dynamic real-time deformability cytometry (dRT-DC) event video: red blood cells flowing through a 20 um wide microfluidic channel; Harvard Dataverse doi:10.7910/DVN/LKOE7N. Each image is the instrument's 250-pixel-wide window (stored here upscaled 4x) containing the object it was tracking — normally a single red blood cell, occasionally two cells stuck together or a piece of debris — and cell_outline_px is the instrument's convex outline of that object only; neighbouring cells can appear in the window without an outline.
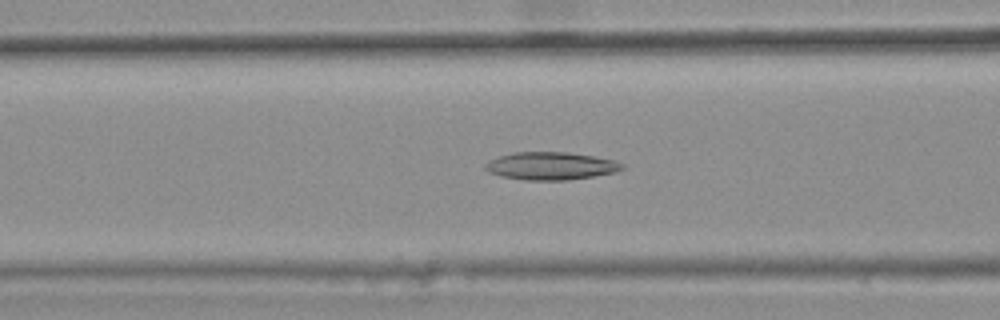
{"species": "common noctule bat (a hibernating species)", "species_latin": "Nyctalus noctula", "temperature_condition": "warm", "stored_images_in_passage": 40, "camera_frame_rate_fps": 3000, "um_per_image_px": 0.085, "animal": {"sex": "female", "body_mass_g": 25.1}, "frame": {"image": 1, "passage_image": 19, "time_ms": 6.0, "image_size_px": [1000, 320], "cell_outline_px": [[624, 168], [616, 172], [568, 180], [524, 180], [500, 176], [488, 172], [484, 168], [484, 164], [488, 160], [496, 156], [512, 152], [568, 152], [592, 156], [612, 160], [624, 164]], "centroid_in_image_um": [46.75, 14.1], "position_along_channel_um": 119.9, "area_um2": 22.25}}
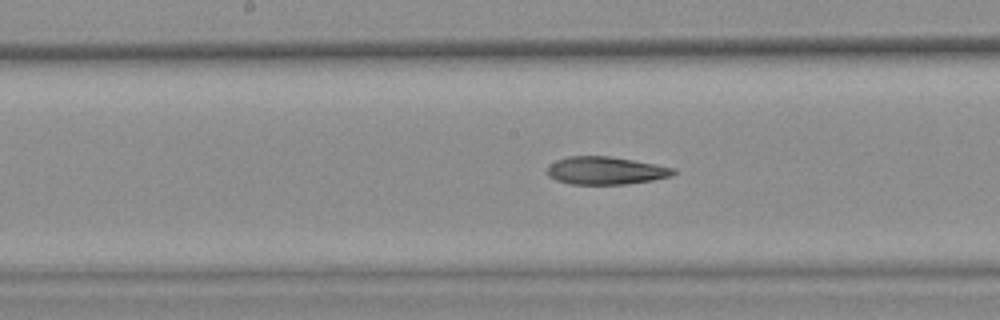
{"frame": {"image": 2, "passage_image": 25, "time_ms": 8.0, "image_size_px": [1000, 320], "cell_outline_px": [[676, 172], [672, 176], [652, 180], [624, 184], [572, 184], [556, 180], [548, 176], [544, 172], [556, 160], [568, 156], [608, 156], [656, 164], [676, 168]], "centroid_in_image_um": [51.48, 14.5], "position_along_channel_um": 196.7, "area_um2": 20.4}}
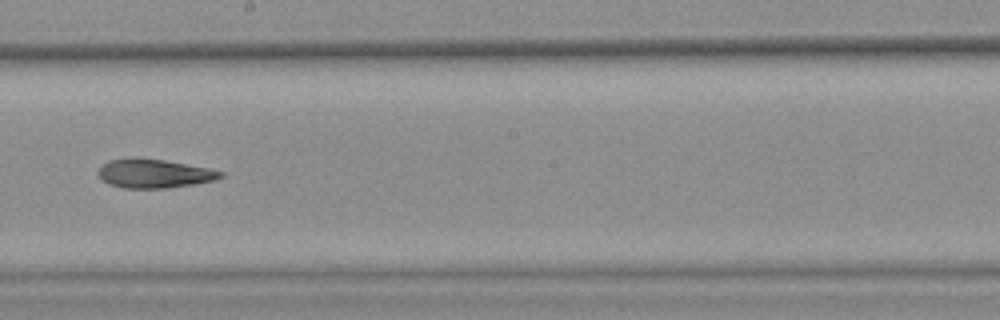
{"frame": {"image": 3, "passage_image": 28, "time_ms": 9.0, "image_size_px": [1000, 320], "cell_outline_px": [[224, 176], [216, 180], [192, 184], [164, 188], [124, 188], [108, 184], [96, 172], [104, 164], [112, 160], [132, 156], [164, 160], [208, 168], [224, 172]], "centroid_in_image_um": [13.1, 14.74], "position_along_channel_um": 235.1, "area_um2": 20.52}, "authors_computed_cell_mechanics": {"area_um2": 21.386, "velocity_mm_per_s": 3.8469, "shape_relaxation_time_tau1_ms": null, "shape_relaxation_time_tau2_ms": 6.5405, "deformation_change_tau1": null, "deformation_change_tau2": 0.1697}}